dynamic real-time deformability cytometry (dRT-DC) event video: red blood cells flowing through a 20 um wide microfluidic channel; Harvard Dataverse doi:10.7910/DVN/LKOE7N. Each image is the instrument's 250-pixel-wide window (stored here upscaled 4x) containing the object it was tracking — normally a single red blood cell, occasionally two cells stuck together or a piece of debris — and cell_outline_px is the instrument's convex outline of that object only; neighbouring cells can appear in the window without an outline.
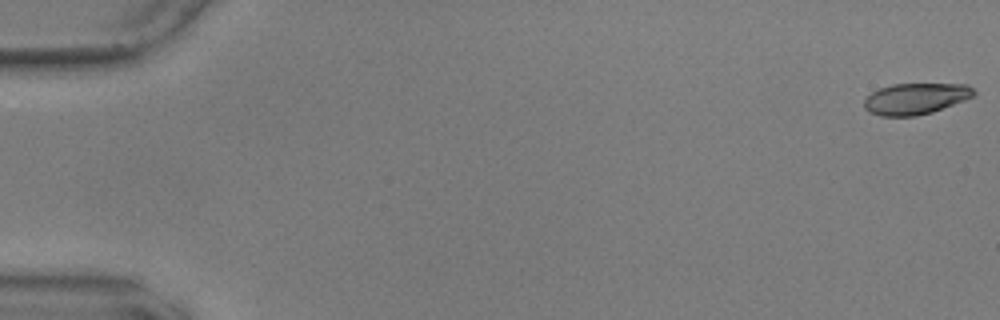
{"species": "common noctule bat (a hibernating species)", "species_latin": "Nyctalus noctula", "temperature_condition": "warm", "stored_images_in_passage": 15, "camera_frame_rate_fps": 3000, "um_per_image_px": 0.085, "animal": {"sex": "male", "body_mass_g": 17.9, "forearm_length_mm": 54.2}, "frame": {"image": 1, "passage_image": 1, "time_ms": 0.0, "image_size_px": [1000, 320], "cell_outline_px": [[976, 92], [972, 96], [964, 100], [932, 112], [916, 116], [880, 116], [868, 112], [864, 108], [864, 100], [872, 92], [880, 88], [892, 84], [968, 84]], "centroid_in_image_um": [77.8, 8.39], "position_along_channel_um": 7.2, "area_um2": 19.88}}
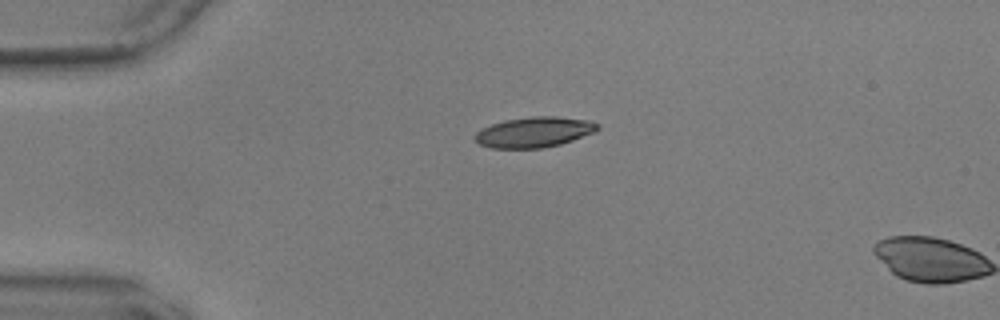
{"frame": {"image": 2, "passage_image": 14, "time_ms": 4.333, "image_size_px": [1000, 320], "cell_outline_px": [[600, 128], [592, 132], [572, 140], [560, 144], [540, 148], [492, 148], [480, 144], [476, 140], [476, 132], [492, 124], [504, 120], [532, 116], [556, 116], [588, 120], [600, 124]], "centroid_in_image_um": [45.42, 11.22], "position_along_channel_um": 39.6, "area_um2": 21.44}}